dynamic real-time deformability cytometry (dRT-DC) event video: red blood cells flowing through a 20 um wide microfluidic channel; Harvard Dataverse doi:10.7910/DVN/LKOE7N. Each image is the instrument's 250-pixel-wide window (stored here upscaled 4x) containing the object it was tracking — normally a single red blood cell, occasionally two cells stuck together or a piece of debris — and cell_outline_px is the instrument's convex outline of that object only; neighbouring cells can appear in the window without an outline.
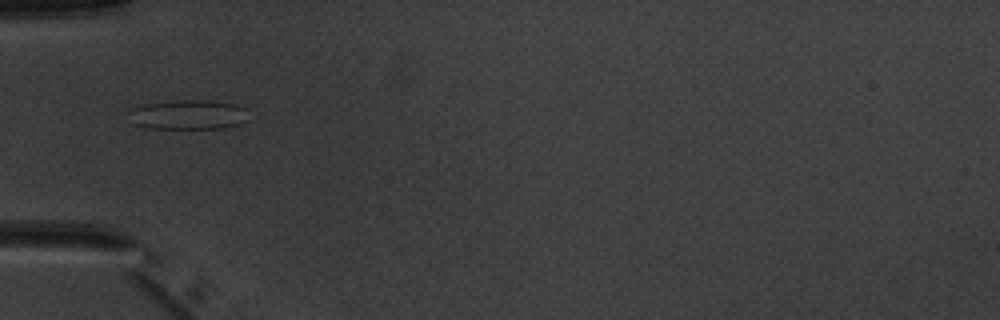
{"species": "common noctule bat (a hibernating species)", "species_latin": "Nyctalus noctula", "temperature_condition": "warm", "stored_images_in_passage": 5, "camera_frame_rate_fps": 3000, "um_per_image_px": 0.085, "animal": {"sex": "male", "body_mass_g": 20.1, "forearm_length_mm": 53.5}, "frame": {"image": 1, "passage_image": 5, "time_ms": 5.333, "image_size_px": [1000, 320], "cell_outline_px": [[248, 120], [240, 124], [224, 128], [148, 128], [132, 124], [124, 112], [128, 108], [144, 104], [176, 100], [208, 100], [236, 104], [244, 108]], "centroid_in_image_um": [15.9, 9.74], "position_along_channel_um": 69.1, "area_um2": 21.1}}